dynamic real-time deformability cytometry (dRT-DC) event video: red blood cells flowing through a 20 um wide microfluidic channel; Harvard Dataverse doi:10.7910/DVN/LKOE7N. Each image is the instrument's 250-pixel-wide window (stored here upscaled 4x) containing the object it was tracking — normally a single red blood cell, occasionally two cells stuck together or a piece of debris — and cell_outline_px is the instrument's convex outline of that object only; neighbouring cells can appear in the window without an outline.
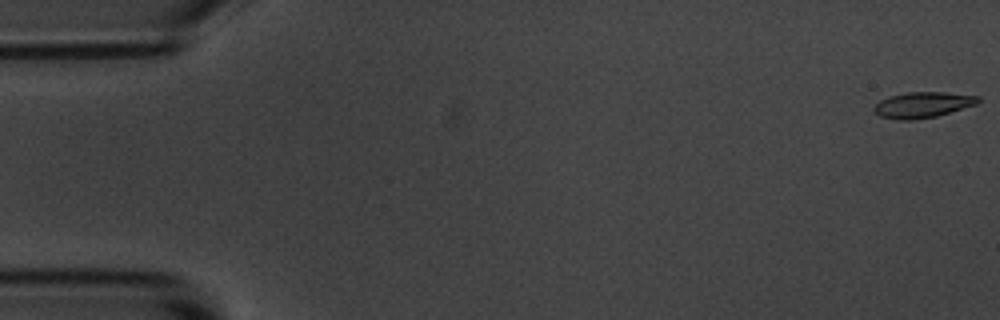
{"species": "common noctule bat (a hibernating species)", "species_latin": "Nyctalus noctula", "temperature_condition": "room temperature", "stored_images_in_passage": 55, "camera_frame_rate_fps": 3000, "um_per_image_px": 0.085, "animal": {"sex": "male", "body_mass_g": 20.1, "forearm_length_mm": 53.5}, "frame": {"image": 1, "passage_image": 1, "time_ms": 0.0, "image_size_px": [1000, 320], "cell_outline_px": [[980, 100], [976, 104], [936, 116], [912, 120], [896, 120], [880, 116], [872, 108], [880, 100], [888, 96], [908, 92], [944, 92], [980, 96]], "centroid_in_image_um": [78.4, 8.9], "position_along_channel_um": 6.6, "area_um2": 15.55}}
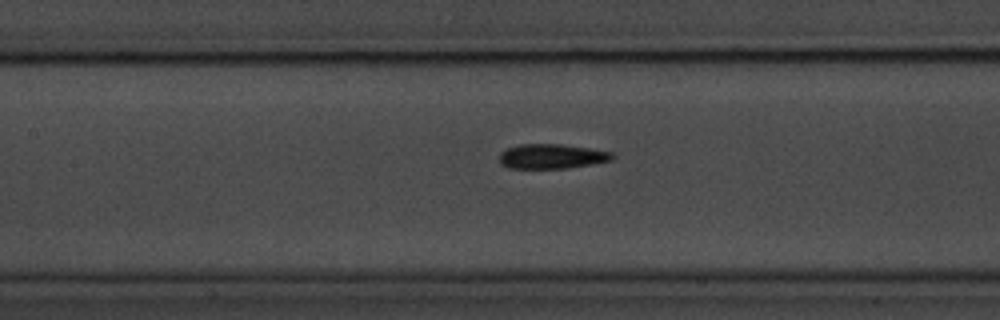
{"frame": {"image": 2, "passage_image": 25, "time_ms": 8.0, "image_size_px": [1000, 320], "cell_outline_px": [[616, 156], [612, 160], [568, 168], [508, 168], [500, 164], [500, 152], [504, 148], [520, 144], [560, 144], [588, 148], [612, 152]], "centroid_in_image_um": [46.86, 13.28], "position_along_channel_um": 160.5, "area_um2": 16.3}}
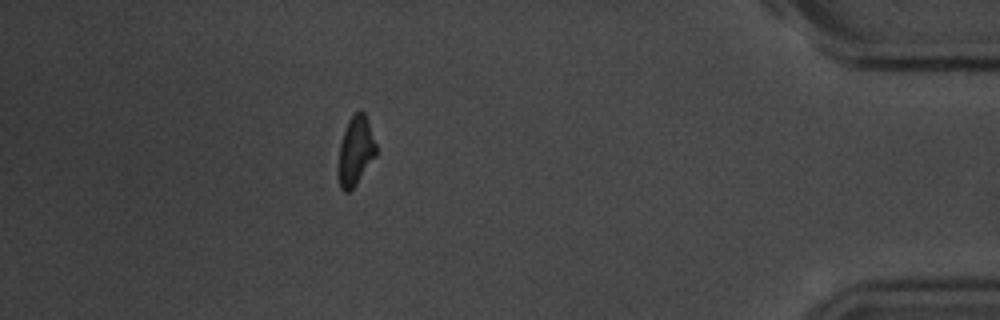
{"frame": {"image": 3, "passage_image": 49, "time_ms": 16.0, "image_size_px": [1000, 320], "cell_outline_px": [[376, 156], [356, 184], [348, 192], [344, 192], [340, 188], [336, 172], [336, 168], [340, 144], [348, 120], [360, 108], [364, 112], [376, 144]], "centroid_in_image_um": [30.19, 12.87], "position_along_channel_um": 405.0, "area_um2": 15.37}}